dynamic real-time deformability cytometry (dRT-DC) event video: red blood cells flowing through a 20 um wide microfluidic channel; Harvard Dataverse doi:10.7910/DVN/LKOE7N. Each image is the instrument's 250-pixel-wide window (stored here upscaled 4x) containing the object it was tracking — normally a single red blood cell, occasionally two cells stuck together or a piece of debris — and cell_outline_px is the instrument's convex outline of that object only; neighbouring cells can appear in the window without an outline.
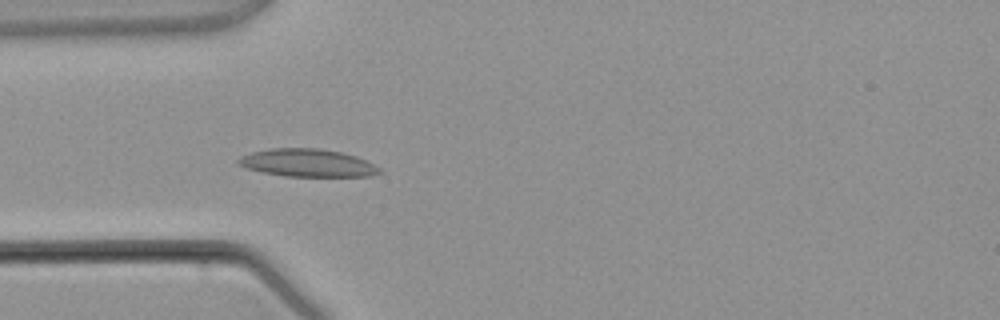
{"species": "common noctule bat (a hibernating species)", "species_latin": "Nyctalus noctula", "temperature_condition": "warm", "stored_images_in_passage": 5, "camera_frame_rate_fps": 3000, "um_per_image_px": 0.085, "animal": {"sex": "male", "body_mass_g": 21.5, "forearm_length_mm": 52.0}, "frame": {"image": 1, "passage_image": 4, "time_ms": 3.667, "image_size_px": [1000, 320], "cell_outline_px": [[384, 172], [368, 176], [284, 176], [244, 168], [236, 164], [236, 160], [240, 156], [252, 152], [272, 148], [316, 148], [340, 152], [356, 156], [380, 168]], "centroid_in_image_um": [26.09, 13.85], "position_along_channel_um": 58.9, "area_um2": 22.77}}